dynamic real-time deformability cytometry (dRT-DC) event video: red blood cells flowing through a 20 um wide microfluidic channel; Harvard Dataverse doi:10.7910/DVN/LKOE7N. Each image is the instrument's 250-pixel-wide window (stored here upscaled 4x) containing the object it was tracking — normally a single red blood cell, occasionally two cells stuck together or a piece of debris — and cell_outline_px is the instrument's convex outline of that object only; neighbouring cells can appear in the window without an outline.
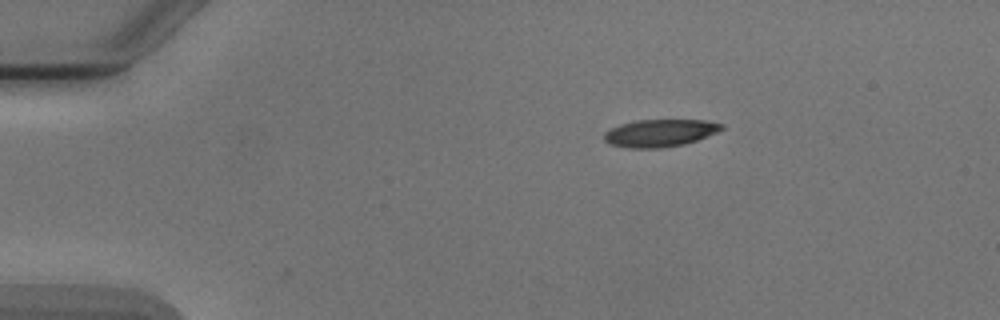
{"species": "Egyptian fruit bat (a non-hibernating species)", "species_latin": "Rousettus aegyptiacus", "temperature_condition": "cold", "stored_images_in_passage": 3, "camera_frame_rate_fps": 3000, "um_per_image_px": 0.085, "animal": {"sex": "male"}, "frame": {"image": 1, "passage_image": 1, "time_ms": 0.0, "image_size_px": [1000, 320], "cell_outline_px": [[724, 128], [716, 132], [696, 140], [684, 144], [660, 148], [632, 148], [612, 144], [604, 140], [604, 132], [620, 124], [636, 120], [704, 120], [724, 124]], "centroid_in_image_um": [56.09, 11.3], "position_along_channel_um": 28.9, "area_um2": 18.55}}